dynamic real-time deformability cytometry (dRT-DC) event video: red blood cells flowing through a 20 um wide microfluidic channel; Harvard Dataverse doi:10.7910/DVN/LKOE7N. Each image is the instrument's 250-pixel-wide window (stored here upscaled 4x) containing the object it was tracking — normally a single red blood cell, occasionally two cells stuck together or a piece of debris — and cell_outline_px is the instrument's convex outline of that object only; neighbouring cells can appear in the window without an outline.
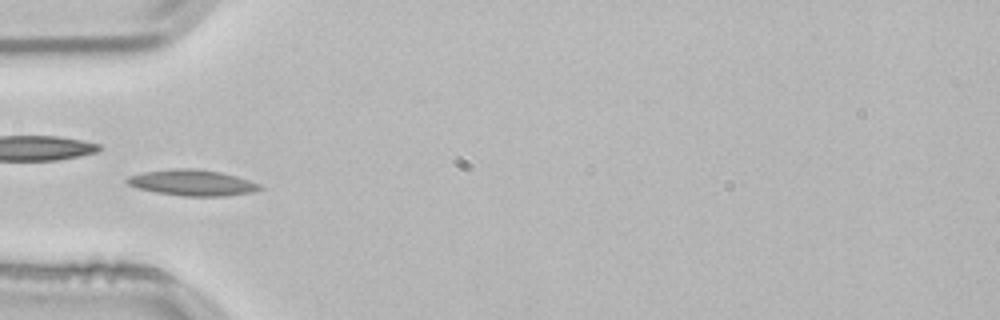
{"species": "common noctule bat (a hibernating species)", "species_latin": "Nyctalus noctula", "temperature_condition": "room temperature", "stored_images_in_passage": 52, "camera_frame_rate_fps": 3000, "um_per_image_px": 0.085, "animal": {"sex": "male", "body_mass_g": 21.5, "forearm_length_mm": 52.0}, "frame": {"image": 1, "passage_image": 16, "time_ms": 5.0, "image_size_px": [1000, 320], "cell_outline_px": [[264, 188], [252, 192], [228, 196], [184, 196], [156, 192], [136, 188], [128, 184], [124, 180], [128, 176], [144, 172], [172, 168], [196, 168], [220, 172], [236, 176], [260, 184]], "centroid_in_image_um": [16.33, 15.53], "position_along_channel_um": 68.7, "area_um2": 20.17}, "authors_computed_cell_mechanics": {"area_um2": 17.918, "velocity_mm_per_s": 3.7987, "shape_relaxation_time_tau1_ms": 10.8291, "shape_relaxation_time_tau2_ms": null, "deformation_change_tau1": 0.2026, "deformation_change_tau2": null}}